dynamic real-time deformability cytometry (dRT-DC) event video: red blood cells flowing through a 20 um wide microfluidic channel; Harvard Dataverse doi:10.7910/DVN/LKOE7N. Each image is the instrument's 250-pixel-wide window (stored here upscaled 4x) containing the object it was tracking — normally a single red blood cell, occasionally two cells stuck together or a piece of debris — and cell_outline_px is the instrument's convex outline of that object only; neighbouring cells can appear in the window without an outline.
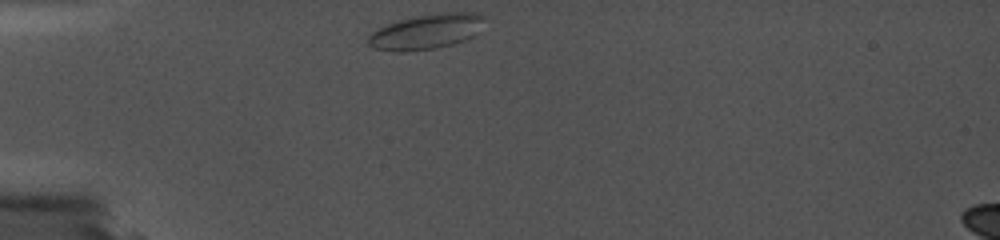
{"species": "common noctule bat (a hibernating species)", "species_latin": "Nyctalus noctula", "temperature_condition": "cold", "stored_images_in_passage": 52, "camera_frame_rate_fps": 5000, "um_per_image_px": 0.085, "animal": {"sex": "female", "body_mass_g": 19.0, "forearm_length_mm": 56.7}, "frame": {"image": 1, "passage_image": 1, "time_ms": 0.0, "image_size_px": [1000, 240], "cell_outline_px": [[484, 16], [472, 36], [464, 40], [452, 44], [436, 48], [404, 52], [396, 52], [372, 48], [368, 44], [368, 36], [376, 28], [400, 20], [416, 16], [444, 12], [480, 12]], "centroid_in_image_um": [36.16, 2.69], "position_along_channel_um": 48.8, "area_um2": 23.52}}
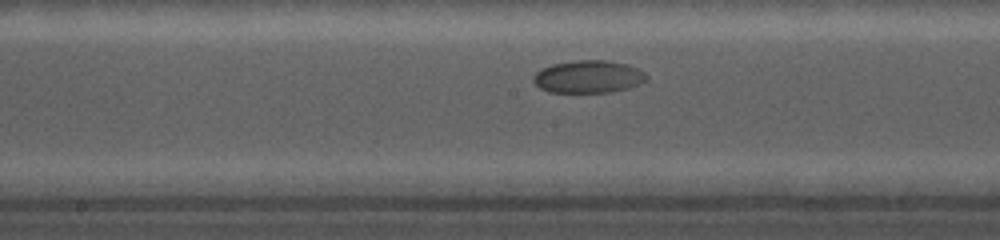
{"frame": {"image": 2, "passage_image": 20, "time_ms": 5.2, "image_size_px": [1000, 240], "cell_outline_px": [[648, 80], [640, 84], [628, 88], [612, 92], [548, 92], [540, 88], [532, 80], [532, 76], [540, 68], [552, 64], [572, 60], [604, 60], [624, 64], [636, 68], [644, 72], [648, 76]], "centroid_in_image_um": [49.98, 6.52], "position_along_channel_um": 198.2, "area_um2": 21.62}}
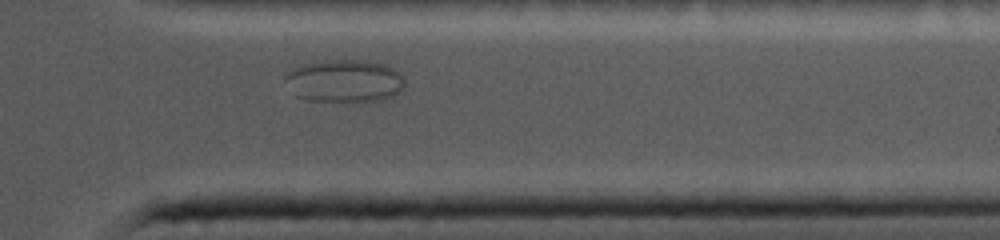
{"frame": {"image": 3, "passage_image": 42, "time_ms": 10.6, "image_size_px": [1000, 240], "cell_outline_px": [[404, 88], [400, 92], [384, 100], [356, 104], [308, 100], [296, 96], [284, 80], [284, 76], [288, 72], [304, 64], [316, 60], [364, 60], [384, 64], [400, 72], [404, 80]], "centroid_in_image_um": [29.31, 6.92], "position_along_channel_um": 382.1, "area_um2": 30.63}}